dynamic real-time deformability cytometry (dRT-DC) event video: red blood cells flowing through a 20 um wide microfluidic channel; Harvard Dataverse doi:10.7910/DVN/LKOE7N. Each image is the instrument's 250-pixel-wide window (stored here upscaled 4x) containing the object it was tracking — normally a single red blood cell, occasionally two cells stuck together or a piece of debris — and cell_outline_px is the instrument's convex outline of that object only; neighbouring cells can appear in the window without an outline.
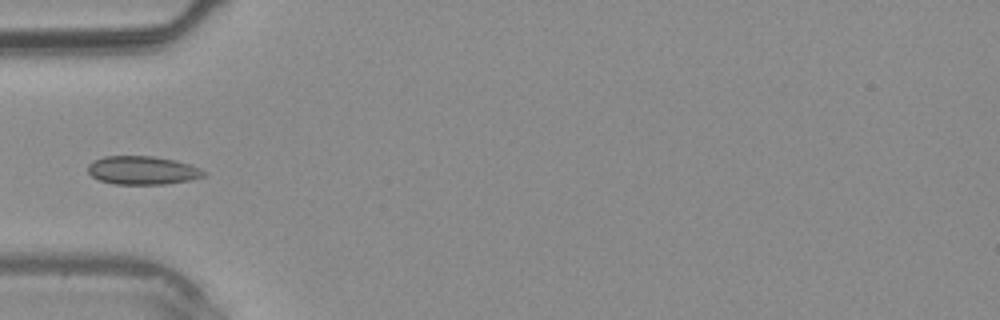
{"species": "common noctule bat (a hibernating species)", "species_latin": "Nyctalus noctula", "temperature_condition": "warm", "stored_images_in_passage": 27, "camera_frame_rate_fps": 3000, "um_per_image_px": 0.085, "animal": {"sex": "male", "body_mass_g": 20.4}, "frame": {"image": 1, "passage_image": 1, "time_ms": 0.0, "image_size_px": [1000, 320], "cell_outline_px": [[208, 172], [204, 176], [188, 180], [164, 184], [112, 184], [100, 180], [92, 176], [88, 172], [88, 164], [104, 156], [152, 156], [176, 160], [200, 168]], "centroid_in_image_um": [12.12, 14.47], "position_along_channel_um": 72.9, "area_um2": 19.13}}
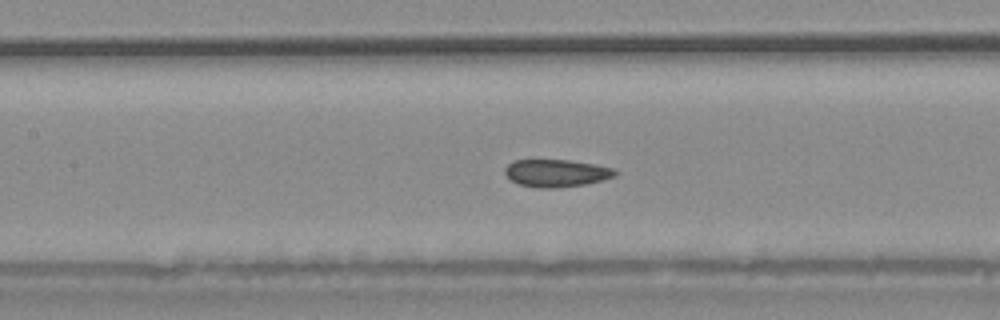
{"frame": {"image": 2, "passage_image": 6, "time_ms": 1.667, "image_size_px": [1000, 320], "cell_outline_px": [[620, 172], [616, 176], [604, 180], [584, 184], [552, 188], [540, 188], [520, 184], [512, 180], [504, 172], [504, 168], [512, 160], [568, 160], [596, 164], [616, 168]], "centroid_in_image_um": [47.35, 14.7], "position_along_channel_um": 160.0, "area_um2": 17.74}}
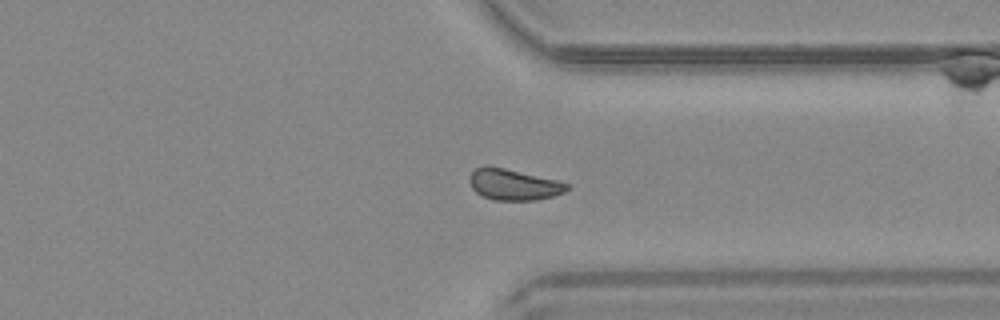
{"frame": {"image": 3, "passage_image": 18, "time_ms": 5.667, "image_size_px": [1000, 320], "cell_outline_px": [[572, 188], [564, 192], [552, 196], [536, 200], [492, 200], [476, 192], [472, 188], [468, 180], [472, 172], [476, 168], [504, 168], [556, 180], [572, 184]], "centroid_in_image_um": [43.71, 15.72], "position_along_channel_um": 367.7, "area_um2": 17.34}}